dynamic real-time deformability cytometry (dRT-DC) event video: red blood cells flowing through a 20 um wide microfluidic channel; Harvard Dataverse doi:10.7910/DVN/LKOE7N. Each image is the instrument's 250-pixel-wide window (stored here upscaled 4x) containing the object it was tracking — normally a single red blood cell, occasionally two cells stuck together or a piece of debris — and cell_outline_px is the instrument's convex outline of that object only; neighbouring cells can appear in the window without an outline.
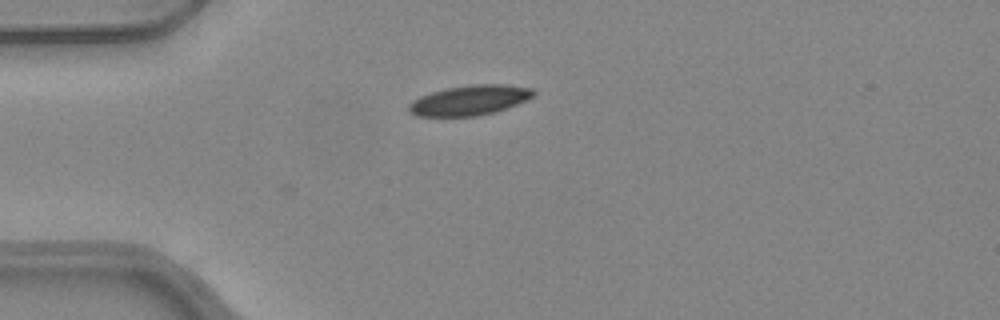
{"species": "common noctule bat (a hibernating species)", "species_latin": "Nyctalus noctula", "temperature_condition": "warm", "stored_images_in_passage": 25, "camera_frame_rate_fps": 3000, "um_per_image_px": 0.085, "animal": {"sex": "female", "body_mass_g": 24.6, "forearm_length_mm": 56.2}, "frame": {"image": 1, "passage_image": 1, "time_ms": 0.0, "image_size_px": [1000, 320], "cell_outline_px": [[536, 92], [532, 96], [516, 104], [492, 112], [476, 116], [416, 116], [408, 112], [408, 104], [412, 100], [420, 96], [444, 88], [468, 84], [504, 84], [532, 88]], "centroid_in_image_um": [39.85, 8.51], "position_along_channel_um": 45.1, "area_um2": 21.73}}
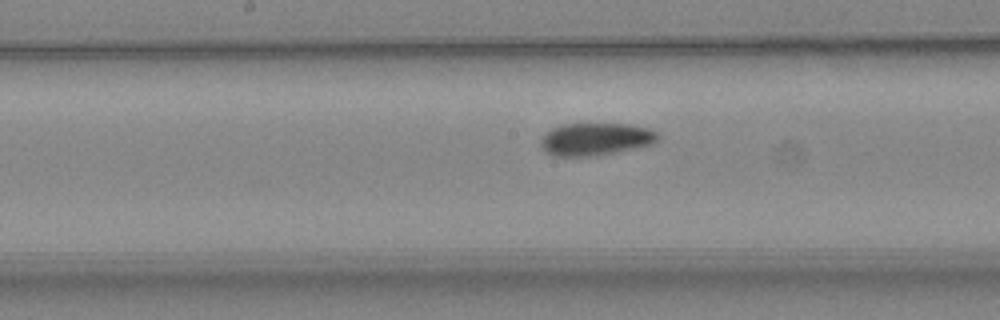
{"frame": {"image": 2, "passage_image": 14, "time_ms": 4.333, "image_size_px": [1000, 320], "cell_outline_px": [[660, 140], [652, 144], [616, 152], [596, 156], [552, 156], [540, 144], [540, 136], [552, 128], [564, 124], [628, 124], [648, 128], [660, 132]], "centroid_in_image_um": [50.66, 11.82], "position_along_channel_um": 197.5, "area_um2": 22.37}}
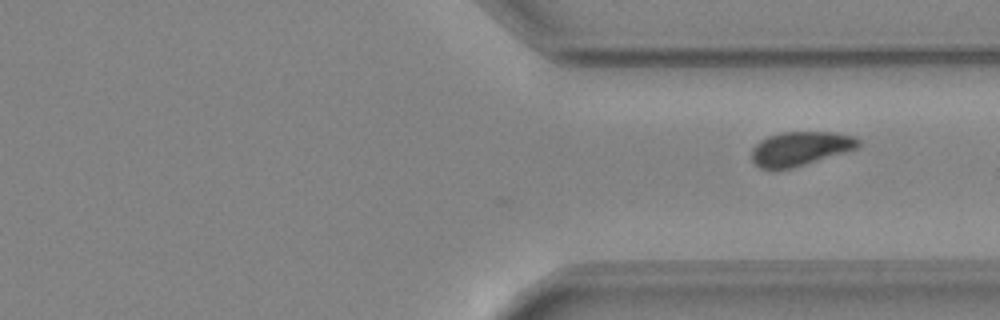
{"frame": {"image": 3, "passage_image": 25, "time_ms": 8.0, "image_size_px": [1000, 320], "cell_outline_px": [[860, 144], [856, 148], [792, 168], [760, 168], [752, 160], [752, 148], [760, 140], [768, 136], [780, 132], [832, 132], [856, 136], [860, 140]], "centroid_in_image_um": [68.01, 12.6], "position_along_channel_um": 343.4, "area_um2": 20.87}}